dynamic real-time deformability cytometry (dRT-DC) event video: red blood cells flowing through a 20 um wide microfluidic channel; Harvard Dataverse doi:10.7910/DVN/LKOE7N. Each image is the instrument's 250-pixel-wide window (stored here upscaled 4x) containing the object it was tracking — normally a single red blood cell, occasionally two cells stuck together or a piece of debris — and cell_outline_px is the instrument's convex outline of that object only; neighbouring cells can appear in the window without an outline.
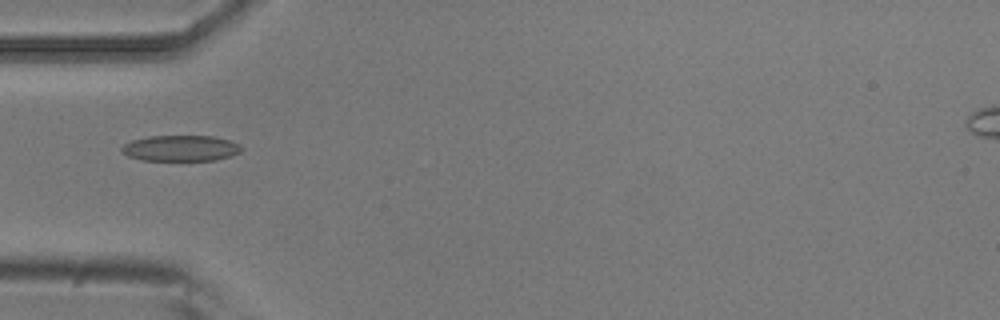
{"species": "common noctule bat (a hibernating species)", "species_latin": "Nyctalus noctula", "temperature_condition": "room temperature", "stored_images_in_passage": 1, "camera_frame_rate_fps": 3000, "um_per_image_px": 0.085, "animal": {"sex": "male", "body_mass_g": 20.5, "forearm_length_mm": 52.5}, "frame": {"image": 1, "passage_image": 1, "time_ms": 0.0, "image_size_px": [1000, 320], "cell_outline_px": [[244, 148], [240, 152], [232, 156], [216, 160], [144, 160], [128, 156], [120, 152], [120, 148], [124, 144], [132, 140], [148, 136], [212, 136], [228, 140], [240, 144]], "centroid_in_image_um": [15.36, 12.6], "position_along_channel_um": 69.6, "area_um2": 18.15}}